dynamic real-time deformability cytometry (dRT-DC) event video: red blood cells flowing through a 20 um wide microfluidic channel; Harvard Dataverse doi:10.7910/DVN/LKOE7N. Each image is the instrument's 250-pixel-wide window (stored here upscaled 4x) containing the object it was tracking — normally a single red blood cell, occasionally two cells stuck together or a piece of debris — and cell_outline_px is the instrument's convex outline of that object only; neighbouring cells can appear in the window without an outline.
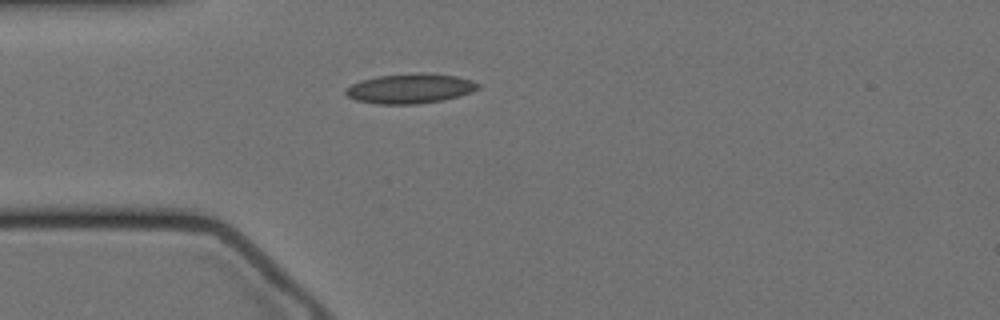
{"species": "Egyptian fruit bat (a non-hibernating species)", "species_latin": "Rousettus aegyptiacus", "temperature_condition": "cold", "stored_images_in_passage": 6, "camera_frame_rate_fps": 3000, "um_per_image_px": 0.085, "animal": {"sex": "female"}, "frame": {"image": 1, "passage_image": 1, "time_ms": 0.0, "image_size_px": [1000, 320], "cell_outline_px": [[480, 88], [472, 92], [460, 96], [444, 100], [420, 104], [376, 104], [356, 100], [348, 96], [344, 92], [344, 88], [360, 80], [376, 76], [416, 72], [428, 72], [456, 76], [472, 80], [480, 84]], "centroid_in_image_um": [34.87, 7.51], "position_along_channel_um": 50.1, "area_um2": 23.47}}